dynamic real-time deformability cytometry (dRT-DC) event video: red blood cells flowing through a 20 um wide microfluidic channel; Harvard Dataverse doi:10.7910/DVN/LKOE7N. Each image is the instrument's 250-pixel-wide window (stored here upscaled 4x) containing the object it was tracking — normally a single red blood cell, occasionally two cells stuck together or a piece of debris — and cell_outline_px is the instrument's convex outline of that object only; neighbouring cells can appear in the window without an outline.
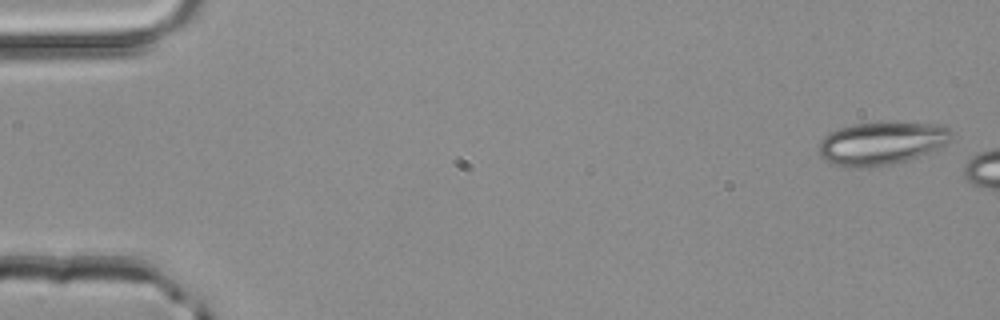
{"species": "common noctule bat (a hibernating species)", "species_latin": "Nyctalus noctula", "temperature_condition": "room temperature", "stored_images_in_passage": 3, "camera_frame_rate_fps": 3000, "um_per_image_px": 0.085, "animal": {"sex": "male", "body_mass_g": 20.4}, "frame": {"image": 1, "passage_image": 1, "time_ms": 0.0, "image_size_px": [1000, 320], "cell_outline_px": [[952, 140], [928, 152], [904, 160], [888, 164], [836, 164], [824, 160], [820, 156], [820, 140], [828, 132], [840, 128], [856, 124], [884, 120], [888, 120], [944, 124], [952, 132]], "centroid_in_image_um": [75.0, 12.07], "position_along_channel_um": 10.0, "area_um2": 32.71}}